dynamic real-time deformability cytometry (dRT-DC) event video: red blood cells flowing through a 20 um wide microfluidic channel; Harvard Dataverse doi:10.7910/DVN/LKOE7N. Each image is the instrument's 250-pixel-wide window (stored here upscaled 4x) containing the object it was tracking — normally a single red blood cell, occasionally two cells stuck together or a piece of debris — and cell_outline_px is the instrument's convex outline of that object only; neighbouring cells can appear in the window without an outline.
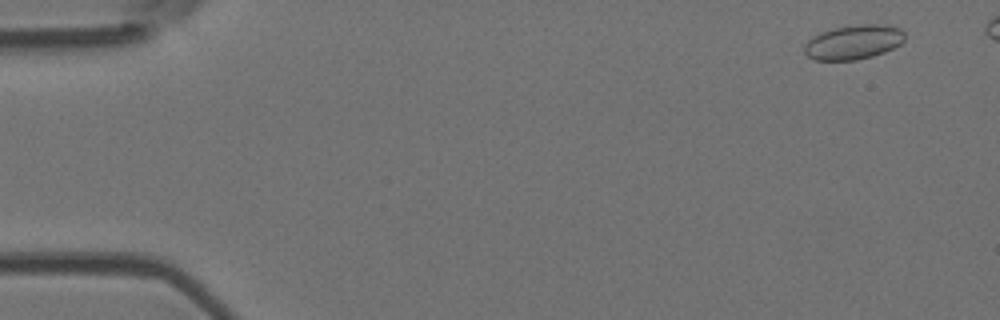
{"species": "Egyptian fruit bat (a non-hibernating species)", "species_latin": "Rousettus aegyptiacus", "temperature_condition": "room temperature", "stored_images_in_passage": 7, "camera_frame_rate_fps": 3000, "um_per_image_px": 0.085, "animal": {"sex": "female"}, "frame": {"image": 1, "passage_image": 1, "time_ms": 0.0, "image_size_px": [1000, 320], "cell_outline_px": [[904, 40], [900, 44], [884, 52], [872, 56], [856, 60], [816, 60], [808, 56], [804, 52], [804, 44], [808, 40], [820, 32], [836, 28], [856, 24], [888, 24], [900, 28], [904, 32]], "centroid_in_image_um": [72.56, 3.57], "position_along_channel_um": 12.4, "area_um2": 20.17}}
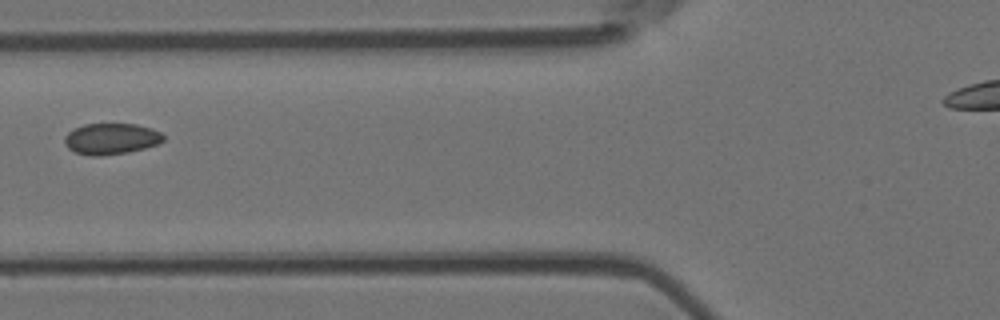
{"frame": {"image": 2, "passage_image": 6, "time_ms": 1.667, "image_size_px": [1000, 320], "cell_outline_px": [[164, 140], [156, 144], [144, 148], [128, 152], [100, 156], [88, 156], [76, 152], [68, 148], [64, 144], [64, 136], [72, 128], [84, 124], [136, 124], [152, 128], [160, 132], [164, 136]], "centroid_in_image_um": [9.41, 11.79], "position_along_channel_um": 116.4, "area_um2": 18.03}}
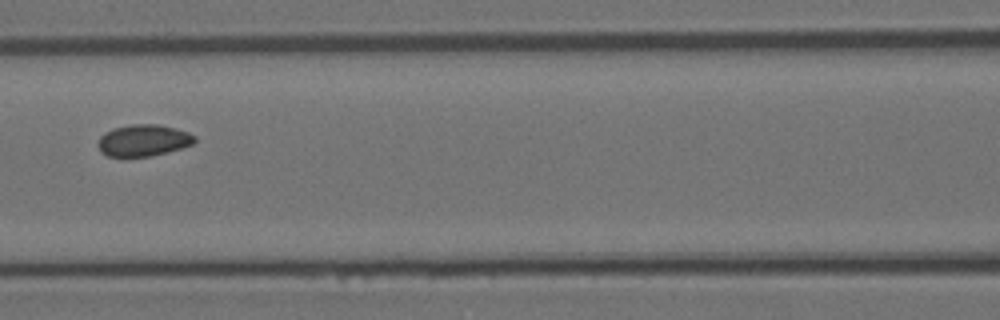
{"frame": {"image": 3, "passage_image": 7, "time_ms": 2.0, "image_size_px": [1000, 320], "cell_outline_px": [[196, 140], [192, 144], [168, 152], [152, 156], [108, 156], [100, 152], [96, 144], [100, 136], [104, 132], [112, 128], [132, 124], [156, 124], [176, 128], [188, 132], [196, 136]], "centroid_in_image_um": [12.16, 11.92], "position_along_channel_um": 154.4, "area_um2": 17.98}}